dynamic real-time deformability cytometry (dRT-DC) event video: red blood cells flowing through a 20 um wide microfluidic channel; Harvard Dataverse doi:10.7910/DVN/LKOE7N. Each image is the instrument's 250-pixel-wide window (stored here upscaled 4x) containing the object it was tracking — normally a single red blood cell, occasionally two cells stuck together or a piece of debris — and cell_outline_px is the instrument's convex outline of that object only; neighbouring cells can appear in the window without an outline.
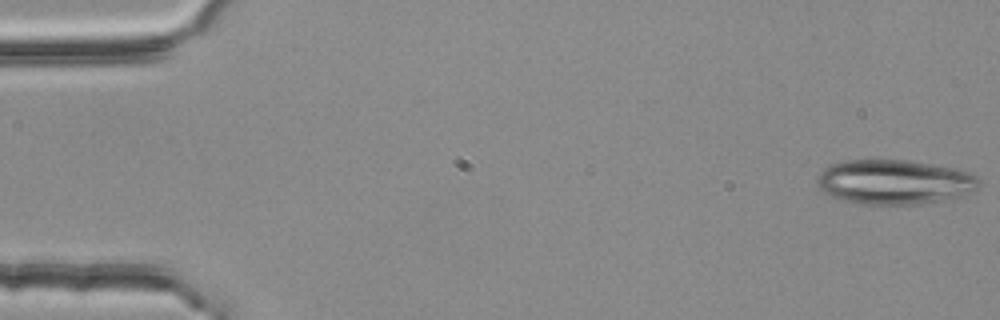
{"species": "common noctule bat (a hibernating species)", "species_latin": "Nyctalus noctula", "temperature_condition": "room temperature", "stored_images_in_passage": 54, "camera_frame_rate_fps": 3000, "um_per_image_px": 0.085, "animal": {"sex": "female", "body_mass_g": 25.1}, "frame": {"image": 1, "passage_image": 1, "time_ms": 0.0, "image_size_px": [1000, 320], "cell_outline_px": [[980, 188], [972, 192], [940, 200], [920, 204], [864, 204], [840, 200], [824, 192], [816, 184], [816, 176], [824, 168], [832, 164], [844, 160], [904, 160], [956, 168], [968, 172], [976, 176], [980, 180]], "centroid_in_image_um": [76.0, 15.46], "position_along_channel_um": 9.0, "area_um2": 42.08}}
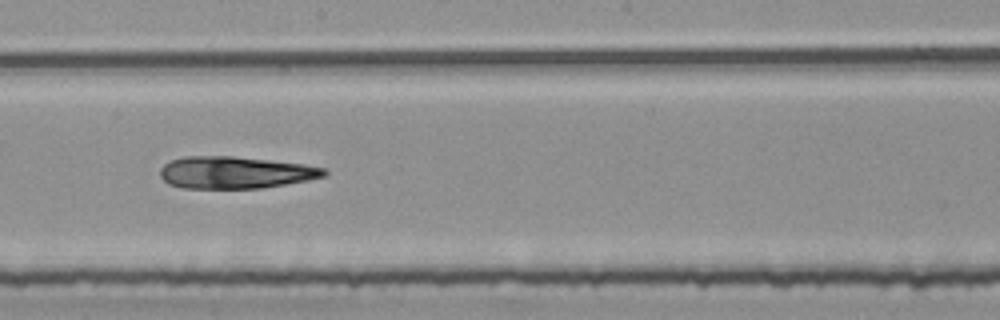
{"frame": {"image": 2, "passage_image": 30, "time_ms": 9.667, "image_size_px": [1000, 320], "cell_outline_px": [[328, 172], [324, 176], [308, 180], [260, 188], [184, 188], [168, 184], [160, 176], [160, 168], [164, 164], [172, 160], [184, 156], [232, 156], [268, 160], [300, 164], [324, 168]], "centroid_in_image_um": [19.94, 14.66], "position_along_channel_um": 228.3, "area_um2": 30.35}}
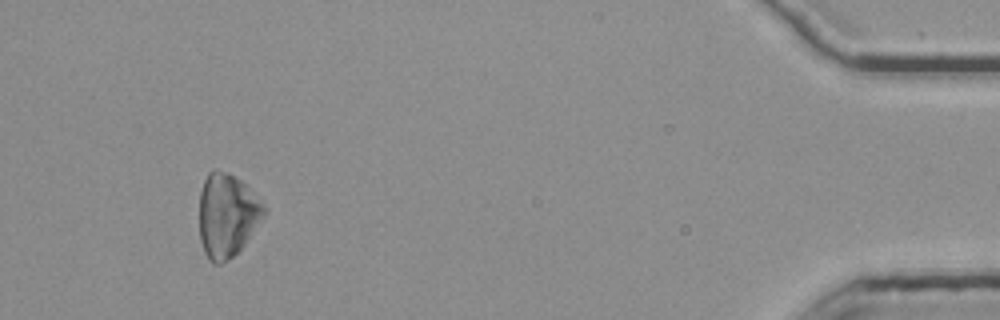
{"frame": {"image": 3, "passage_image": 51, "time_ms": 16.667, "image_size_px": [1000, 320], "cell_outline_px": [[264, 212], [244, 244], [232, 256], [220, 264], [212, 264], [208, 260], [204, 252], [200, 240], [200, 192], [204, 180], [208, 172], [212, 168], [216, 168], [228, 172], [236, 176], [264, 204]], "centroid_in_image_um": [19.24, 18.27], "position_along_channel_um": 416.0, "area_um2": 31.04}}